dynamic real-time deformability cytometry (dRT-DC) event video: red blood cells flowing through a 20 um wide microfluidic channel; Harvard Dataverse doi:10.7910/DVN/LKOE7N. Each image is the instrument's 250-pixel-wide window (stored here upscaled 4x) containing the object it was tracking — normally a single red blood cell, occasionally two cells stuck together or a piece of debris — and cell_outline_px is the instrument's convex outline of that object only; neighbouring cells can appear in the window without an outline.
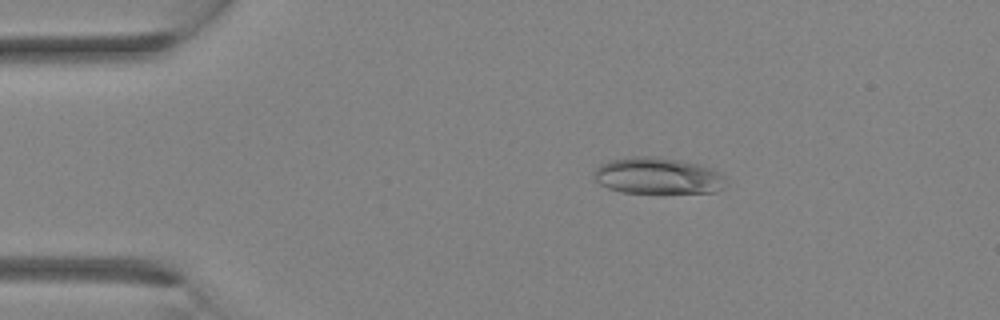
{"species": "Egyptian fruit bat (a non-hibernating species)", "species_latin": "Rousettus aegyptiacus", "temperature_condition": "room temperature", "stored_images_in_passage": 12, "camera_frame_rate_fps": 3000, "um_per_image_px": 0.085, "animal": {"sex": "female"}, "frame": {"image": 1, "passage_image": 6, "time_ms": 1.667, "image_size_px": [1000, 320], "cell_outline_px": [[728, 184], [724, 188], [716, 192], [620, 192], [608, 188], [600, 184], [596, 180], [592, 172], [600, 164], [608, 160], [632, 156], [652, 156], [680, 160], [700, 164], [712, 168], [720, 172], [724, 176]], "centroid_in_image_um": [55.93, 14.93], "position_along_channel_um": 29.1, "area_um2": 28.26}}